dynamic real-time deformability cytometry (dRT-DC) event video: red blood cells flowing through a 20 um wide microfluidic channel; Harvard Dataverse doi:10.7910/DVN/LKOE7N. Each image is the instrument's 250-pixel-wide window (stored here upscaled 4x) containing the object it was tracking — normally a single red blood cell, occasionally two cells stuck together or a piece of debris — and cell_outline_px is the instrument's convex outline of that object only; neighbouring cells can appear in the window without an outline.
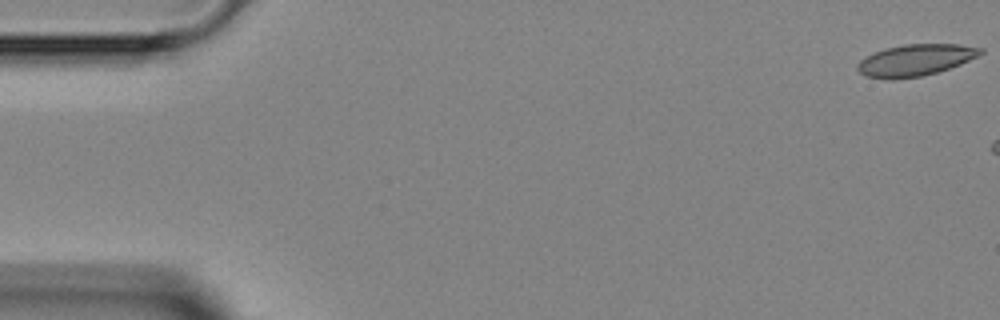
{"species": "Egyptian fruit bat (a non-hibernating species)", "species_latin": "Rousettus aegyptiacus", "temperature_condition": "room temperature", "stored_images_in_passage": 5, "camera_frame_rate_fps": 3000, "um_per_image_px": 0.085, "animal": {"sex": "female"}, "frame": {"image": 1, "passage_image": 1, "time_ms": 0.0, "image_size_px": [1000, 320], "cell_outline_px": [[984, 52], [960, 64], [924, 76], [892, 80], [888, 80], [864, 76], [856, 68], [856, 64], [860, 60], [884, 48], [904, 44], [960, 44], [984, 48]], "centroid_in_image_um": [77.78, 5.12], "position_along_channel_um": 7.2, "area_um2": 22.72}}